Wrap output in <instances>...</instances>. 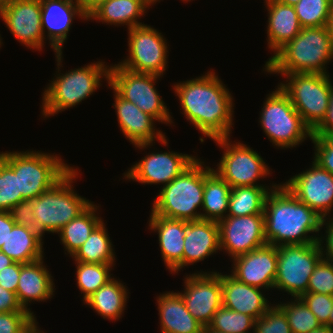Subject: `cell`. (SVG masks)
I'll list each match as a JSON object with an SVG mask.
<instances>
[{
	"mask_svg": "<svg viewBox=\"0 0 333 333\" xmlns=\"http://www.w3.org/2000/svg\"><path fill=\"white\" fill-rule=\"evenodd\" d=\"M280 88L287 94L305 125L313 132L324 120L329 108L332 79L329 74L293 73Z\"/></svg>",
	"mask_w": 333,
	"mask_h": 333,
	"instance_id": "9",
	"label": "cell"
},
{
	"mask_svg": "<svg viewBox=\"0 0 333 333\" xmlns=\"http://www.w3.org/2000/svg\"><path fill=\"white\" fill-rule=\"evenodd\" d=\"M149 229L158 234L162 259L171 274L183 269L186 221L154 215L150 212Z\"/></svg>",
	"mask_w": 333,
	"mask_h": 333,
	"instance_id": "22",
	"label": "cell"
},
{
	"mask_svg": "<svg viewBox=\"0 0 333 333\" xmlns=\"http://www.w3.org/2000/svg\"><path fill=\"white\" fill-rule=\"evenodd\" d=\"M77 286L83 294L82 301L94 294L113 277V264H94L75 261Z\"/></svg>",
	"mask_w": 333,
	"mask_h": 333,
	"instance_id": "35",
	"label": "cell"
},
{
	"mask_svg": "<svg viewBox=\"0 0 333 333\" xmlns=\"http://www.w3.org/2000/svg\"><path fill=\"white\" fill-rule=\"evenodd\" d=\"M333 0H300L294 5L302 28L327 26Z\"/></svg>",
	"mask_w": 333,
	"mask_h": 333,
	"instance_id": "38",
	"label": "cell"
},
{
	"mask_svg": "<svg viewBox=\"0 0 333 333\" xmlns=\"http://www.w3.org/2000/svg\"><path fill=\"white\" fill-rule=\"evenodd\" d=\"M277 2L286 4V5H290V6H294L296 5L300 0H275Z\"/></svg>",
	"mask_w": 333,
	"mask_h": 333,
	"instance_id": "56",
	"label": "cell"
},
{
	"mask_svg": "<svg viewBox=\"0 0 333 333\" xmlns=\"http://www.w3.org/2000/svg\"><path fill=\"white\" fill-rule=\"evenodd\" d=\"M161 77L155 74L133 72L115 64L109 69L108 86L123 99L133 102L157 122L172 125L174 122L169 109L155 88L156 81Z\"/></svg>",
	"mask_w": 333,
	"mask_h": 333,
	"instance_id": "10",
	"label": "cell"
},
{
	"mask_svg": "<svg viewBox=\"0 0 333 333\" xmlns=\"http://www.w3.org/2000/svg\"><path fill=\"white\" fill-rule=\"evenodd\" d=\"M322 228H326V235L323 237V234H321V236L318 237L321 255L323 259L333 261V217L324 218L320 229Z\"/></svg>",
	"mask_w": 333,
	"mask_h": 333,
	"instance_id": "46",
	"label": "cell"
},
{
	"mask_svg": "<svg viewBox=\"0 0 333 333\" xmlns=\"http://www.w3.org/2000/svg\"><path fill=\"white\" fill-rule=\"evenodd\" d=\"M327 27L329 29L330 37H331L332 44H333V3H332L331 13L329 15V21H328Z\"/></svg>",
	"mask_w": 333,
	"mask_h": 333,
	"instance_id": "54",
	"label": "cell"
},
{
	"mask_svg": "<svg viewBox=\"0 0 333 333\" xmlns=\"http://www.w3.org/2000/svg\"><path fill=\"white\" fill-rule=\"evenodd\" d=\"M15 222L12 220L8 211H0V249L11 232Z\"/></svg>",
	"mask_w": 333,
	"mask_h": 333,
	"instance_id": "50",
	"label": "cell"
},
{
	"mask_svg": "<svg viewBox=\"0 0 333 333\" xmlns=\"http://www.w3.org/2000/svg\"><path fill=\"white\" fill-rule=\"evenodd\" d=\"M128 287L117 278H112L83 303L89 305L103 319L120 320L129 298Z\"/></svg>",
	"mask_w": 333,
	"mask_h": 333,
	"instance_id": "31",
	"label": "cell"
},
{
	"mask_svg": "<svg viewBox=\"0 0 333 333\" xmlns=\"http://www.w3.org/2000/svg\"><path fill=\"white\" fill-rule=\"evenodd\" d=\"M220 250L231 259L267 244L264 214L226 216L218 221Z\"/></svg>",
	"mask_w": 333,
	"mask_h": 333,
	"instance_id": "16",
	"label": "cell"
},
{
	"mask_svg": "<svg viewBox=\"0 0 333 333\" xmlns=\"http://www.w3.org/2000/svg\"><path fill=\"white\" fill-rule=\"evenodd\" d=\"M41 328H39L37 325L31 330L30 333H46L43 332L42 330H40Z\"/></svg>",
	"mask_w": 333,
	"mask_h": 333,
	"instance_id": "58",
	"label": "cell"
},
{
	"mask_svg": "<svg viewBox=\"0 0 333 333\" xmlns=\"http://www.w3.org/2000/svg\"><path fill=\"white\" fill-rule=\"evenodd\" d=\"M38 325L30 312L0 313V333H30Z\"/></svg>",
	"mask_w": 333,
	"mask_h": 333,
	"instance_id": "42",
	"label": "cell"
},
{
	"mask_svg": "<svg viewBox=\"0 0 333 333\" xmlns=\"http://www.w3.org/2000/svg\"><path fill=\"white\" fill-rule=\"evenodd\" d=\"M29 312L19 304L16 293L10 292L0 286V313Z\"/></svg>",
	"mask_w": 333,
	"mask_h": 333,
	"instance_id": "48",
	"label": "cell"
},
{
	"mask_svg": "<svg viewBox=\"0 0 333 333\" xmlns=\"http://www.w3.org/2000/svg\"><path fill=\"white\" fill-rule=\"evenodd\" d=\"M311 141L315 148L313 160L333 174V133L312 134Z\"/></svg>",
	"mask_w": 333,
	"mask_h": 333,
	"instance_id": "43",
	"label": "cell"
},
{
	"mask_svg": "<svg viewBox=\"0 0 333 333\" xmlns=\"http://www.w3.org/2000/svg\"><path fill=\"white\" fill-rule=\"evenodd\" d=\"M322 220L321 216L300 202L283 183L273 188L266 197L264 227L266 241L270 245L318 242ZM309 233L314 235L310 236Z\"/></svg>",
	"mask_w": 333,
	"mask_h": 333,
	"instance_id": "2",
	"label": "cell"
},
{
	"mask_svg": "<svg viewBox=\"0 0 333 333\" xmlns=\"http://www.w3.org/2000/svg\"><path fill=\"white\" fill-rule=\"evenodd\" d=\"M42 241L38 231L15 224L0 250L14 262L31 263L44 257Z\"/></svg>",
	"mask_w": 333,
	"mask_h": 333,
	"instance_id": "29",
	"label": "cell"
},
{
	"mask_svg": "<svg viewBox=\"0 0 333 333\" xmlns=\"http://www.w3.org/2000/svg\"><path fill=\"white\" fill-rule=\"evenodd\" d=\"M117 120L122 134L140 150L154 146L157 141L168 146L165 133L155 128V119L140 110L133 102L123 99L113 88ZM157 129V130H156Z\"/></svg>",
	"mask_w": 333,
	"mask_h": 333,
	"instance_id": "19",
	"label": "cell"
},
{
	"mask_svg": "<svg viewBox=\"0 0 333 333\" xmlns=\"http://www.w3.org/2000/svg\"><path fill=\"white\" fill-rule=\"evenodd\" d=\"M23 200L19 192L18 174L0 158V211H9Z\"/></svg>",
	"mask_w": 333,
	"mask_h": 333,
	"instance_id": "39",
	"label": "cell"
},
{
	"mask_svg": "<svg viewBox=\"0 0 333 333\" xmlns=\"http://www.w3.org/2000/svg\"><path fill=\"white\" fill-rule=\"evenodd\" d=\"M63 53H55L57 76L47 85L42 93V115L44 118L54 116L65 109L86 100L100 86L102 78L109 83V65L105 62H91L83 67L61 73ZM60 66V67H59ZM60 71V72H59ZM62 74V75H61Z\"/></svg>",
	"mask_w": 333,
	"mask_h": 333,
	"instance_id": "4",
	"label": "cell"
},
{
	"mask_svg": "<svg viewBox=\"0 0 333 333\" xmlns=\"http://www.w3.org/2000/svg\"><path fill=\"white\" fill-rule=\"evenodd\" d=\"M13 263L14 261L0 250V271Z\"/></svg>",
	"mask_w": 333,
	"mask_h": 333,
	"instance_id": "52",
	"label": "cell"
},
{
	"mask_svg": "<svg viewBox=\"0 0 333 333\" xmlns=\"http://www.w3.org/2000/svg\"><path fill=\"white\" fill-rule=\"evenodd\" d=\"M309 333H333V328H330L327 325H321L320 327L313 329Z\"/></svg>",
	"mask_w": 333,
	"mask_h": 333,
	"instance_id": "53",
	"label": "cell"
},
{
	"mask_svg": "<svg viewBox=\"0 0 333 333\" xmlns=\"http://www.w3.org/2000/svg\"><path fill=\"white\" fill-rule=\"evenodd\" d=\"M290 301L276 305L284 312L292 333H309L321 326L315 314L300 297L292 298Z\"/></svg>",
	"mask_w": 333,
	"mask_h": 333,
	"instance_id": "36",
	"label": "cell"
},
{
	"mask_svg": "<svg viewBox=\"0 0 333 333\" xmlns=\"http://www.w3.org/2000/svg\"><path fill=\"white\" fill-rule=\"evenodd\" d=\"M200 333H224L210 328L209 326H203Z\"/></svg>",
	"mask_w": 333,
	"mask_h": 333,
	"instance_id": "55",
	"label": "cell"
},
{
	"mask_svg": "<svg viewBox=\"0 0 333 333\" xmlns=\"http://www.w3.org/2000/svg\"><path fill=\"white\" fill-rule=\"evenodd\" d=\"M223 149L217 168L213 169L231 188L243 186H267L257 181L271 175L261 155L247 144L230 141V137L213 140ZM233 143V144H232ZM258 183V184H257Z\"/></svg>",
	"mask_w": 333,
	"mask_h": 333,
	"instance_id": "12",
	"label": "cell"
},
{
	"mask_svg": "<svg viewBox=\"0 0 333 333\" xmlns=\"http://www.w3.org/2000/svg\"><path fill=\"white\" fill-rule=\"evenodd\" d=\"M153 199L151 212L170 219L197 221L201 219L204 193V162L196 159ZM198 211V212H197Z\"/></svg>",
	"mask_w": 333,
	"mask_h": 333,
	"instance_id": "5",
	"label": "cell"
},
{
	"mask_svg": "<svg viewBox=\"0 0 333 333\" xmlns=\"http://www.w3.org/2000/svg\"><path fill=\"white\" fill-rule=\"evenodd\" d=\"M310 167L283 184L300 202L305 203L323 219L329 218L333 210V174L315 161H312Z\"/></svg>",
	"mask_w": 333,
	"mask_h": 333,
	"instance_id": "15",
	"label": "cell"
},
{
	"mask_svg": "<svg viewBox=\"0 0 333 333\" xmlns=\"http://www.w3.org/2000/svg\"><path fill=\"white\" fill-rule=\"evenodd\" d=\"M220 250L219 225L217 221H186L184 237L183 268L218 253Z\"/></svg>",
	"mask_w": 333,
	"mask_h": 333,
	"instance_id": "25",
	"label": "cell"
},
{
	"mask_svg": "<svg viewBox=\"0 0 333 333\" xmlns=\"http://www.w3.org/2000/svg\"><path fill=\"white\" fill-rule=\"evenodd\" d=\"M40 4L44 40L47 36L45 42L49 40L54 53H62L73 20L78 16L85 21L88 15L75 0H40Z\"/></svg>",
	"mask_w": 333,
	"mask_h": 333,
	"instance_id": "21",
	"label": "cell"
},
{
	"mask_svg": "<svg viewBox=\"0 0 333 333\" xmlns=\"http://www.w3.org/2000/svg\"><path fill=\"white\" fill-rule=\"evenodd\" d=\"M0 17L22 45L37 51L43 50L45 42L40 0H10L0 7Z\"/></svg>",
	"mask_w": 333,
	"mask_h": 333,
	"instance_id": "18",
	"label": "cell"
},
{
	"mask_svg": "<svg viewBox=\"0 0 333 333\" xmlns=\"http://www.w3.org/2000/svg\"><path fill=\"white\" fill-rule=\"evenodd\" d=\"M278 184L269 186H243L231 188L227 216L264 214L268 193Z\"/></svg>",
	"mask_w": 333,
	"mask_h": 333,
	"instance_id": "34",
	"label": "cell"
},
{
	"mask_svg": "<svg viewBox=\"0 0 333 333\" xmlns=\"http://www.w3.org/2000/svg\"><path fill=\"white\" fill-rule=\"evenodd\" d=\"M196 156L173 151L148 153L125 172L126 180L142 184H169L195 160Z\"/></svg>",
	"mask_w": 333,
	"mask_h": 333,
	"instance_id": "17",
	"label": "cell"
},
{
	"mask_svg": "<svg viewBox=\"0 0 333 333\" xmlns=\"http://www.w3.org/2000/svg\"><path fill=\"white\" fill-rule=\"evenodd\" d=\"M333 133V84L331 89L329 108L322 123L312 132V134Z\"/></svg>",
	"mask_w": 333,
	"mask_h": 333,
	"instance_id": "49",
	"label": "cell"
},
{
	"mask_svg": "<svg viewBox=\"0 0 333 333\" xmlns=\"http://www.w3.org/2000/svg\"><path fill=\"white\" fill-rule=\"evenodd\" d=\"M326 325L329 326L330 328H333V308L331 310L329 320H328V323Z\"/></svg>",
	"mask_w": 333,
	"mask_h": 333,
	"instance_id": "57",
	"label": "cell"
},
{
	"mask_svg": "<svg viewBox=\"0 0 333 333\" xmlns=\"http://www.w3.org/2000/svg\"><path fill=\"white\" fill-rule=\"evenodd\" d=\"M211 69L205 75L174 84L182 114L202 135L212 140L231 137L233 97Z\"/></svg>",
	"mask_w": 333,
	"mask_h": 333,
	"instance_id": "1",
	"label": "cell"
},
{
	"mask_svg": "<svg viewBox=\"0 0 333 333\" xmlns=\"http://www.w3.org/2000/svg\"><path fill=\"white\" fill-rule=\"evenodd\" d=\"M184 291L179 292L190 314L203 326H208L213 315L223 306L221 273L197 271L186 275Z\"/></svg>",
	"mask_w": 333,
	"mask_h": 333,
	"instance_id": "14",
	"label": "cell"
},
{
	"mask_svg": "<svg viewBox=\"0 0 333 333\" xmlns=\"http://www.w3.org/2000/svg\"><path fill=\"white\" fill-rule=\"evenodd\" d=\"M98 208L99 206L93 202L83 213L57 232L60 243L64 246V252L67 251L65 254L72 257L88 239L92 231L103 221L97 213Z\"/></svg>",
	"mask_w": 333,
	"mask_h": 333,
	"instance_id": "32",
	"label": "cell"
},
{
	"mask_svg": "<svg viewBox=\"0 0 333 333\" xmlns=\"http://www.w3.org/2000/svg\"><path fill=\"white\" fill-rule=\"evenodd\" d=\"M161 333H200L201 325L187 310L181 294L163 292L156 299Z\"/></svg>",
	"mask_w": 333,
	"mask_h": 333,
	"instance_id": "27",
	"label": "cell"
},
{
	"mask_svg": "<svg viewBox=\"0 0 333 333\" xmlns=\"http://www.w3.org/2000/svg\"><path fill=\"white\" fill-rule=\"evenodd\" d=\"M231 186L204 164L202 220L220 221L227 216Z\"/></svg>",
	"mask_w": 333,
	"mask_h": 333,
	"instance_id": "30",
	"label": "cell"
},
{
	"mask_svg": "<svg viewBox=\"0 0 333 333\" xmlns=\"http://www.w3.org/2000/svg\"><path fill=\"white\" fill-rule=\"evenodd\" d=\"M221 287L223 306L227 309L258 319L272 306L263 289L242 283L231 274L221 273Z\"/></svg>",
	"mask_w": 333,
	"mask_h": 333,
	"instance_id": "23",
	"label": "cell"
},
{
	"mask_svg": "<svg viewBox=\"0 0 333 333\" xmlns=\"http://www.w3.org/2000/svg\"><path fill=\"white\" fill-rule=\"evenodd\" d=\"M268 12L267 42L273 51L269 60L302 30L294 6L275 0H264Z\"/></svg>",
	"mask_w": 333,
	"mask_h": 333,
	"instance_id": "26",
	"label": "cell"
},
{
	"mask_svg": "<svg viewBox=\"0 0 333 333\" xmlns=\"http://www.w3.org/2000/svg\"><path fill=\"white\" fill-rule=\"evenodd\" d=\"M33 208V203L30 200H23L14 205L8 212L16 225H22L37 231Z\"/></svg>",
	"mask_w": 333,
	"mask_h": 333,
	"instance_id": "45",
	"label": "cell"
},
{
	"mask_svg": "<svg viewBox=\"0 0 333 333\" xmlns=\"http://www.w3.org/2000/svg\"><path fill=\"white\" fill-rule=\"evenodd\" d=\"M255 320L249 315L221 306L208 326L224 333H253L251 329H255Z\"/></svg>",
	"mask_w": 333,
	"mask_h": 333,
	"instance_id": "37",
	"label": "cell"
},
{
	"mask_svg": "<svg viewBox=\"0 0 333 333\" xmlns=\"http://www.w3.org/2000/svg\"><path fill=\"white\" fill-rule=\"evenodd\" d=\"M253 333H292L284 312L273 305L264 315L255 320Z\"/></svg>",
	"mask_w": 333,
	"mask_h": 333,
	"instance_id": "41",
	"label": "cell"
},
{
	"mask_svg": "<svg viewBox=\"0 0 333 333\" xmlns=\"http://www.w3.org/2000/svg\"><path fill=\"white\" fill-rule=\"evenodd\" d=\"M300 298L306 303L310 311L315 314L321 325H326L328 323L333 308V296L307 292Z\"/></svg>",
	"mask_w": 333,
	"mask_h": 333,
	"instance_id": "44",
	"label": "cell"
},
{
	"mask_svg": "<svg viewBox=\"0 0 333 333\" xmlns=\"http://www.w3.org/2000/svg\"><path fill=\"white\" fill-rule=\"evenodd\" d=\"M153 4L152 0H104L88 14L87 20L118 27L127 25V29H131L143 25L138 20Z\"/></svg>",
	"mask_w": 333,
	"mask_h": 333,
	"instance_id": "28",
	"label": "cell"
},
{
	"mask_svg": "<svg viewBox=\"0 0 333 333\" xmlns=\"http://www.w3.org/2000/svg\"><path fill=\"white\" fill-rule=\"evenodd\" d=\"M10 0H0V7L7 4Z\"/></svg>",
	"mask_w": 333,
	"mask_h": 333,
	"instance_id": "59",
	"label": "cell"
},
{
	"mask_svg": "<svg viewBox=\"0 0 333 333\" xmlns=\"http://www.w3.org/2000/svg\"><path fill=\"white\" fill-rule=\"evenodd\" d=\"M113 246L103 220L72 256V259L83 263L115 265L116 255Z\"/></svg>",
	"mask_w": 333,
	"mask_h": 333,
	"instance_id": "33",
	"label": "cell"
},
{
	"mask_svg": "<svg viewBox=\"0 0 333 333\" xmlns=\"http://www.w3.org/2000/svg\"><path fill=\"white\" fill-rule=\"evenodd\" d=\"M82 10L88 15L95 7L104 0H75Z\"/></svg>",
	"mask_w": 333,
	"mask_h": 333,
	"instance_id": "51",
	"label": "cell"
},
{
	"mask_svg": "<svg viewBox=\"0 0 333 333\" xmlns=\"http://www.w3.org/2000/svg\"><path fill=\"white\" fill-rule=\"evenodd\" d=\"M322 258L318 242L277 246V273L274 289L292 298L307 293L310 276Z\"/></svg>",
	"mask_w": 333,
	"mask_h": 333,
	"instance_id": "11",
	"label": "cell"
},
{
	"mask_svg": "<svg viewBox=\"0 0 333 333\" xmlns=\"http://www.w3.org/2000/svg\"><path fill=\"white\" fill-rule=\"evenodd\" d=\"M307 292L333 296V261L319 260L310 276Z\"/></svg>",
	"mask_w": 333,
	"mask_h": 333,
	"instance_id": "40",
	"label": "cell"
},
{
	"mask_svg": "<svg viewBox=\"0 0 333 333\" xmlns=\"http://www.w3.org/2000/svg\"><path fill=\"white\" fill-rule=\"evenodd\" d=\"M0 158L18 174L19 192L31 200L53 188L74 167L58 155L40 151L0 152Z\"/></svg>",
	"mask_w": 333,
	"mask_h": 333,
	"instance_id": "6",
	"label": "cell"
},
{
	"mask_svg": "<svg viewBox=\"0 0 333 333\" xmlns=\"http://www.w3.org/2000/svg\"><path fill=\"white\" fill-rule=\"evenodd\" d=\"M231 275L238 281L266 290L274 289L277 246L265 244L232 259Z\"/></svg>",
	"mask_w": 333,
	"mask_h": 333,
	"instance_id": "20",
	"label": "cell"
},
{
	"mask_svg": "<svg viewBox=\"0 0 333 333\" xmlns=\"http://www.w3.org/2000/svg\"><path fill=\"white\" fill-rule=\"evenodd\" d=\"M333 60V44L327 26L302 28L283 46L263 71L288 75L293 73L329 74L327 64Z\"/></svg>",
	"mask_w": 333,
	"mask_h": 333,
	"instance_id": "3",
	"label": "cell"
},
{
	"mask_svg": "<svg viewBox=\"0 0 333 333\" xmlns=\"http://www.w3.org/2000/svg\"><path fill=\"white\" fill-rule=\"evenodd\" d=\"M77 168H73L53 188L30 201L37 231L44 237L45 232L56 233L71 220L83 213L93 201L77 194L72 183L78 178Z\"/></svg>",
	"mask_w": 333,
	"mask_h": 333,
	"instance_id": "7",
	"label": "cell"
},
{
	"mask_svg": "<svg viewBox=\"0 0 333 333\" xmlns=\"http://www.w3.org/2000/svg\"><path fill=\"white\" fill-rule=\"evenodd\" d=\"M21 263L14 262L0 271V286L10 292L16 293Z\"/></svg>",
	"mask_w": 333,
	"mask_h": 333,
	"instance_id": "47",
	"label": "cell"
},
{
	"mask_svg": "<svg viewBox=\"0 0 333 333\" xmlns=\"http://www.w3.org/2000/svg\"><path fill=\"white\" fill-rule=\"evenodd\" d=\"M152 1H153L155 4H156V2H158V1L160 2V0H152Z\"/></svg>",
	"mask_w": 333,
	"mask_h": 333,
	"instance_id": "61",
	"label": "cell"
},
{
	"mask_svg": "<svg viewBox=\"0 0 333 333\" xmlns=\"http://www.w3.org/2000/svg\"><path fill=\"white\" fill-rule=\"evenodd\" d=\"M127 30L129 55L117 65L133 72L163 76L169 53L163 34L144 23Z\"/></svg>",
	"mask_w": 333,
	"mask_h": 333,
	"instance_id": "13",
	"label": "cell"
},
{
	"mask_svg": "<svg viewBox=\"0 0 333 333\" xmlns=\"http://www.w3.org/2000/svg\"><path fill=\"white\" fill-rule=\"evenodd\" d=\"M53 281L51 273L44 265V257L31 263L21 264L16 296L22 308L29 311L35 318L28 304L51 299L55 295Z\"/></svg>",
	"mask_w": 333,
	"mask_h": 333,
	"instance_id": "24",
	"label": "cell"
},
{
	"mask_svg": "<svg viewBox=\"0 0 333 333\" xmlns=\"http://www.w3.org/2000/svg\"><path fill=\"white\" fill-rule=\"evenodd\" d=\"M266 97L259 122L272 145L285 150L312 139V131L279 85Z\"/></svg>",
	"mask_w": 333,
	"mask_h": 333,
	"instance_id": "8",
	"label": "cell"
},
{
	"mask_svg": "<svg viewBox=\"0 0 333 333\" xmlns=\"http://www.w3.org/2000/svg\"><path fill=\"white\" fill-rule=\"evenodd\" d=\"M1 35V34H0ZM3 42H2V38H1V36H0V47H1V44H2Z\"/></svg>",
	"mask_w": 333,
	"mask_h": 333,
	"instance_id": "60",
	"label": "cell"
}]
</instances>
